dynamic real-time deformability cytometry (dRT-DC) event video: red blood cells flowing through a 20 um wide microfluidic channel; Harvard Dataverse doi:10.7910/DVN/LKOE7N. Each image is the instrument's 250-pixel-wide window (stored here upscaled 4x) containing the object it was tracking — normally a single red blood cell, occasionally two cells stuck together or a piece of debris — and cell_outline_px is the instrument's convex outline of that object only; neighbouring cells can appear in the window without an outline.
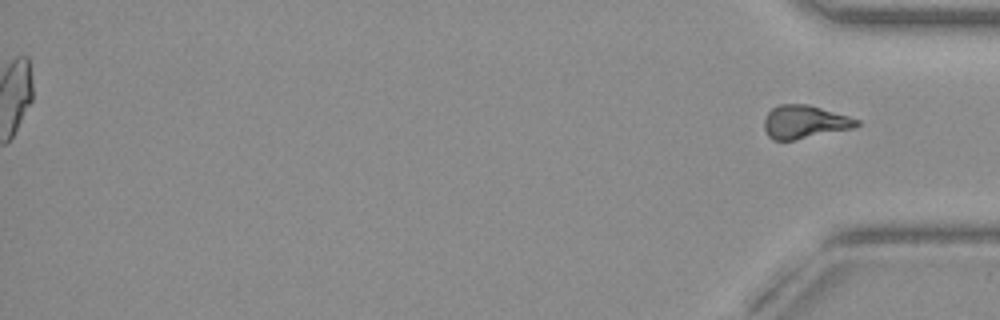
{"species": "common noctule bat (a hibernating species)", "species_latin": "Nyctalus noctula", "temperature_condition": "warm", "stored_images_in_passage": 58, "segment_of_instrument_passage": [2, 2], "camera_frame_rate_fps": 3000, "um_per_image_px": 0.085, "animal": {"sex": "female", "body_mass_g": 19.3, "forearm_length_mm": 54.1}, "frame": {"image": 1, "passage_image": 58, "time_ms": 19.0, "image_size_px": [1000, 320], "cell_outline_px": [[860, 124], [856, 128], [796, 140], [772, 140], [768, 136], [764, 128], [764, 120], [768, 112], [772, 108], [780, 104], [808, 104], [848, 116], [860, 120]], "centroid_in_image_um": [68.41, 10.38], "position_along_channel_um": 366.8, "area_um2": 18.09}}